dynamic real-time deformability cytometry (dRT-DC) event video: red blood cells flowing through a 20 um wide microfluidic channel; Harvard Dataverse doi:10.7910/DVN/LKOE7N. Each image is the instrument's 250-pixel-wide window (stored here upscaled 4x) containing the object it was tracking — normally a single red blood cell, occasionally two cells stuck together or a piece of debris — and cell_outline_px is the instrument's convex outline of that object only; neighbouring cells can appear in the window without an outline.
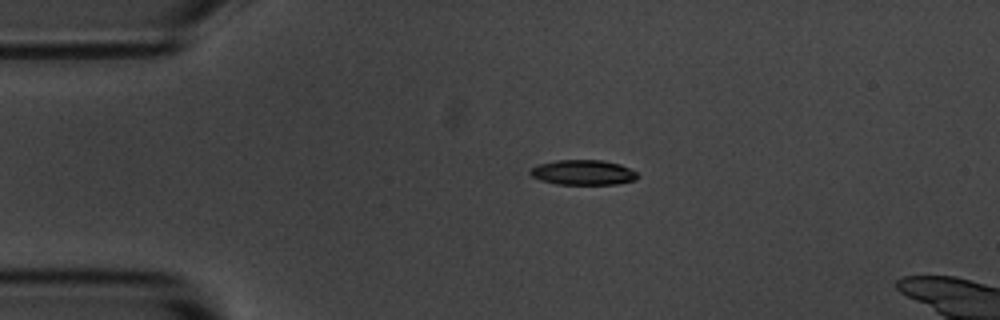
{"species": "common noctule bat (a hibernating species)", "species_latin": "Nyctalus noctula", "temperature_condition": "room temperature", "stored_images_in_passage": 10, "camera_frame_rate_fps": 3000, "um_per_image_px": 0.085, "animal": {"sex": "male", "body_mass_g": 20.1, "forearm_length_mm": 53.5}, "frame": {"image": 1, "passage_image": 5, "time_ms": 1.333, "image_size_px": [1000, 320], "cell_outline_px": [[640, 176], [636, 180], [616, 184], [556, 184], [540, 180], [532, 176], [528, 172], [532, 168], [540, 164], [556, 160], [604, 160], [620, 164], [636, 172]], "centroid_in_image_um": [49.58, 14.66], "position_along_channel_um": 35.4, "area_um2": 15.66}}